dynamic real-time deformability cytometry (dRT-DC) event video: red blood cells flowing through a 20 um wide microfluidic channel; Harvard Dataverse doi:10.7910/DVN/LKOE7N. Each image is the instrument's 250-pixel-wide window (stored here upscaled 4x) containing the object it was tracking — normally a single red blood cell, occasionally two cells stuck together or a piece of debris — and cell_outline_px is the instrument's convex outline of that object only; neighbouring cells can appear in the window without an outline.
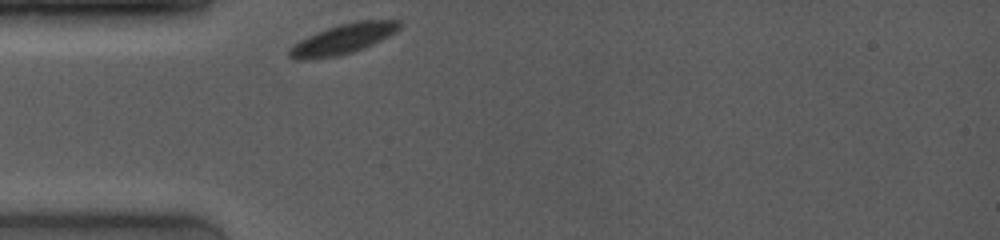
{"species": "common noctule bat (a hibernating species)", "species_latin": "Nyctalus noctula", "temperature_condition": "room temperature", "stored_images_in_passage": 3, "camera_frame_rate_fps": 4000, "um_per_image_px": 0.085, "animal": {"sex": "female", "body_mass_g": 19.0, "forearm_length_mm": 53.3}, "frame": {"image": 1, "passage_image": 1, "time_ms": 0.0, "image_size_px": [1000, 240], "cell_outline_px": [[400, 28], [388, 36], [372, 44], [352, 52], [336, 56], [304, 60], [296, 60], [288, 56], [288, 48], [300, 40], [316, 32], [340, 24], [356, 20], [400, 20]], "centroid_in_image_um": [29.11, 3.31], "position_along_channel_um": 55.9, "area_um2": 19.07}}